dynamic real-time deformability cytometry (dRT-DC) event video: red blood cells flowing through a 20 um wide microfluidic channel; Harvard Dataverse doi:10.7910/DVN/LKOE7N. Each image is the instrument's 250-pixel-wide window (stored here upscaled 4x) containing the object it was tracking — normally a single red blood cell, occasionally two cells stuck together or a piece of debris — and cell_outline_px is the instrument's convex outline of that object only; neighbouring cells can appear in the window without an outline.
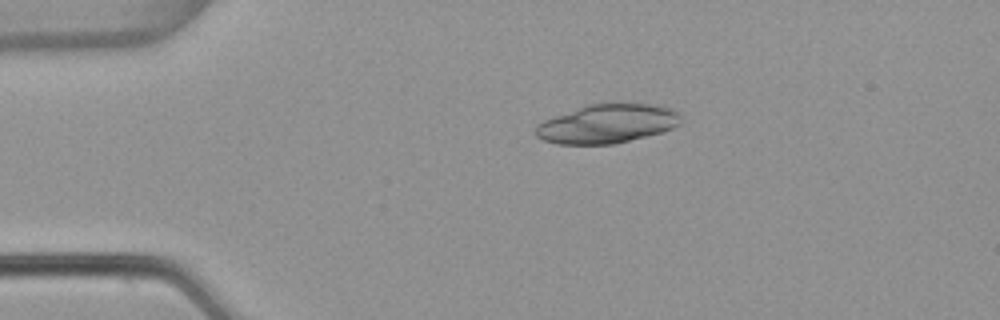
{"species": "common noctule bat (a hibernating species)", "species_latin": "Nyctalus noctula", "temperature_condition": "warm", "stored_images_in_passage": 43, "camera_frame_rate_fps": 3000, "um_per_image_px": 0.085, "animal": {"sex": "female", "body_mass_g": 22.7, "forearm_length_mm": 54.2}, "frame": {"image": 1, "passage_image": 1, "time_ms": 0.0, "image_size_px": [1000, 320], "cell_outline_px": [[680, 124], [672, 128], [660, 132], [616, 144], [556, 144], [544, 140], [536, 136], [536, 124], [544, 120], [588, 104], [656, 104], [668, 108], [676, 112], [680, 116]], "centroid_in_image_um": [51.59, 10.53], "position_along_channel_um": 33.4, "area_um2": 32.54}}